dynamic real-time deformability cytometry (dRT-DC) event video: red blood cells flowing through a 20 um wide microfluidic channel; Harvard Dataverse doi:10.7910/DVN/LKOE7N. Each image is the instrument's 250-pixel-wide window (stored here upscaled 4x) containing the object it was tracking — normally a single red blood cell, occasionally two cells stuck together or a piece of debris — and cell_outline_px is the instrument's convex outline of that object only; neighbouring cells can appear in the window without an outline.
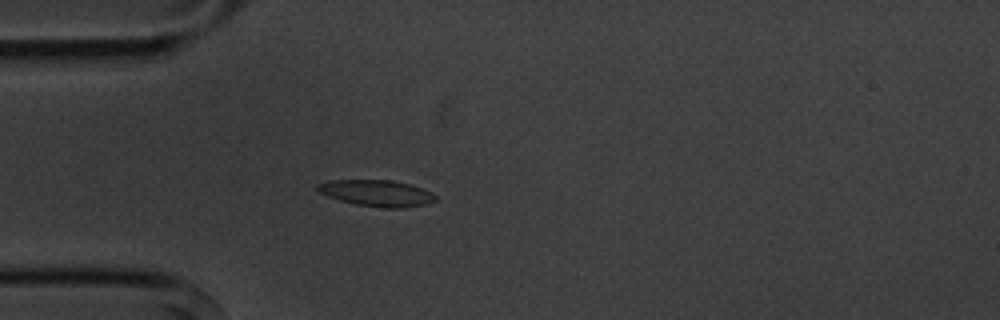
{"species": "common noctule bat (a hibernating species)", "species_latin": "Nyctalus noctula", "temperature_condition": "cold", "stored_images_in_passage": 4, "camera_frame_rate_fps": 3000, "um_per_image_px": 0.085, "animal": {"sex": "male", "body_mass_g": 20.1, "forearm_length_mm": 53.5}, "frame": {"image": 1, "passage_image": 4, "time_ms": 4.333, "image_size_px": [1000, 320], "cell_outline_px": [[436, 200], [424, 204], [404, 208], [384, 208], [356, 204], [340, 200], [328, 196], [320, 192], [316, 188], [316, 184], [332, 180], [392, 180], [408, 184], [420, 188], [436, 196]], "centroid_in_image_um": [31.99, 16.42], "position_along_channel_um": 53.0, "area_um2": 17.8}}